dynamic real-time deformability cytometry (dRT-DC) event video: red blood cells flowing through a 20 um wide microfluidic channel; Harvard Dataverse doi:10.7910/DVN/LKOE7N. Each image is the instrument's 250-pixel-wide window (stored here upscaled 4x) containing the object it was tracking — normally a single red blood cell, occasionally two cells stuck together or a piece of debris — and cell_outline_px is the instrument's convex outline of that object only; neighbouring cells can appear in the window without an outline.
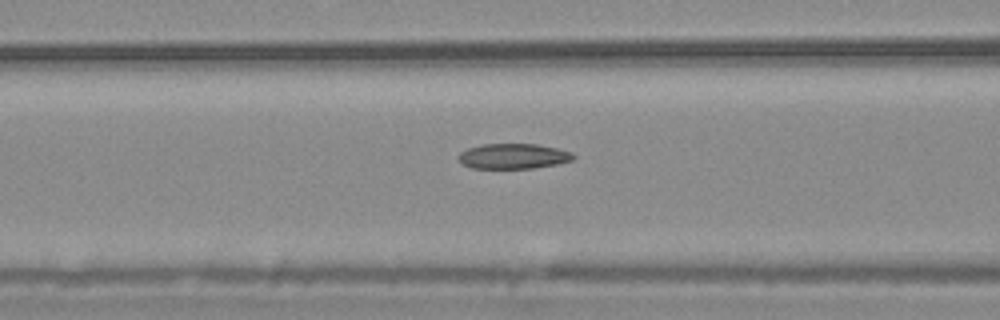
{"species": "common noctule bat (a hibernating species)", "species_latin": "Nyctalus noctula", "temperature_condition": "warm", "stored_images_in_passage": 54, "camera_frame_rate_fps": 3000, "um_per_image_px": 0.085, "animal": {"sex": "male", "body_mass_g": 20.4}, "frame": {"image": 1, "passage_image": 22, "time_ms": 7.0, "image_size_px": [1000, 320], "cell_outline_px": [[576, 156], [572, 160], [556, 164], [532, 168], [472, 168], [464, 164], [456, 156], [460, 152], [468, 148], [480, 144], [536, 144], [556, 148], [572, 152]], "centroid_in_image_um": [43.62, 13.27], "position_along_channel_um": 123.0, "area_um2": 16.82}}
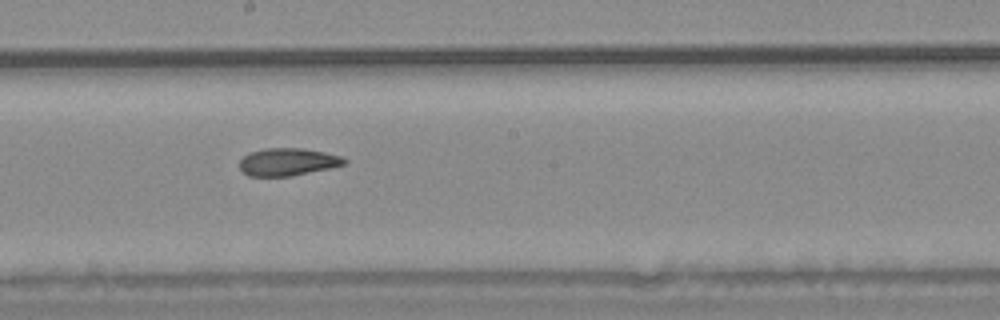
{"frame": {"image": 2, "passage_image": 30, "time_ms": 9.667, "image_size_px": [1000, 320], "cell_outline_px": [[348, 160], [344, 164], [332, 168], [292, 176], [248, 176], [240, 168], [240, 160], [244, 156], [252, 152], [264, 148], [304, 148], [324, 152], [340, 156]], "centroid_in_image_um": [24.48, 13.76], "position_along_channel_um": 223.7, "area_um2": 16.82}}
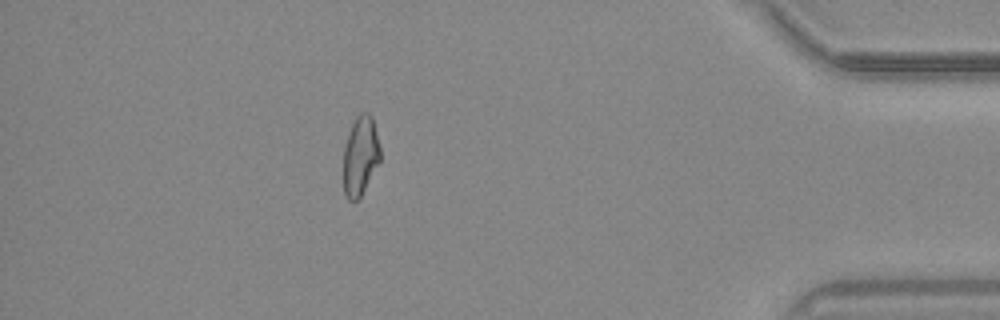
{"frame": {"image": 3, "passage_image": 48, "time_ms": 15.667, "image_size_px": [1000, 320], "cell_outline_px": [[380, 160], [360, 196], [356, 200], [348, 200], [344, 196], [344, 148], [348, 132], [356, 116], [360, 112], [368, 112], [372, 116], [380, 148]], "centroid_in_image_um": [30.62, 13.21], "position_along_channel_um": 404.6, "area_um2": 16.82}, "authors_computed_cell_mechanics": {"area_um2": 17.629, "velocity_mm_per_s": 3.7683, "shape_relaxation_time_tau1_ms": null, "shape_relaxation_time_tau2_ms": 3.5902, "deformation_change_tau1": null, "deformation_change_tau2": 0.1075}}